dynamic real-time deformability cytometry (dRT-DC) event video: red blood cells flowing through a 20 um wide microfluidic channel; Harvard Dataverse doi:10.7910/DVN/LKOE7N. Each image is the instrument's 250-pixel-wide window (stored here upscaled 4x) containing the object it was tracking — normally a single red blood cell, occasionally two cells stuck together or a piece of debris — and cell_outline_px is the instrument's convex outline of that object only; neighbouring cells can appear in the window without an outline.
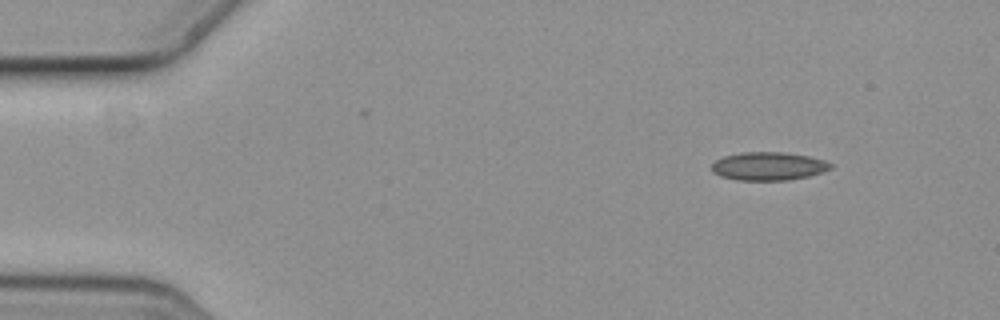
{"species": "common noctule bat (a hibernating species)", "species_latin": "Nyctalus noctula", "temperature_condition": "cold", "stored_images_in_passage": 5, "camera_frame_rate_fps": 3000, "um_per_image_px": 0.085, "animal": {"sex": "female", "body_mass_g": 19.3, "forearm_length_mm": 54.1}, "frame": {"image": 1, "passage_image": 1, "time_ms": 0.0, "image_size_px": [1000, 320], "cell_outline_px": [[832, 168], [808, 176], [788, 180], [736, 180], [720, 176], [712, 172], [712, 164], [716, 160], [724, 156], [740, 152], [784, 152], [808, 156], [824, 160], [832, 164]], "centroid_in_image_um": [65.29, 14.12], "position_along_channel_um": 19.7, "area_um2": 19.54}}
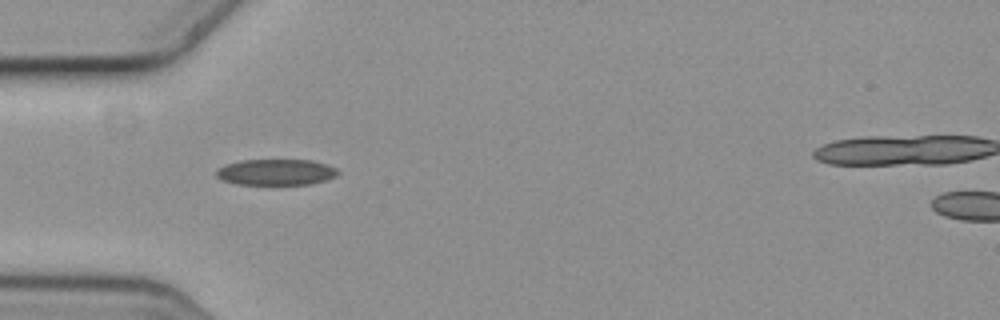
{"frame": {"image": 2, "passage_image": 4, "time_ms": 1.0, "image_size_px": [1000, 320], "cell_outline_px": [[340, 172], [336, 176], [324, 180], [308, 184], [236, 184], [224, 180], [216, 176], [216, 168], [224, 164], [240, 160], [312, 160], [328, 164], [336, 168]], "centroid_in_image_um": [23.44, 14.62], "position_along_channel_um": 61.6, "area_um2": 18.5}}
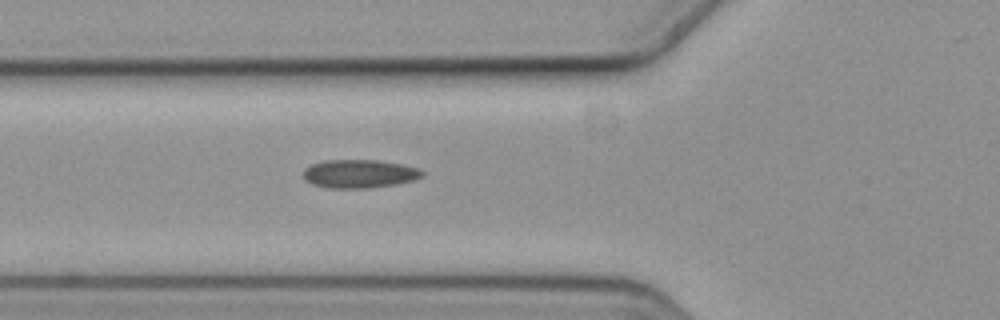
{"frame": {"image": 3, "passage_image": 5, "time_ms": 1.333, "image_size_px": [1000, 320], "cell_outline_px": [[424, 176], [416, 180], [396, 184], [368, 188], [328, 188], [312, 184], [304, 180], [304, 168], [312, 164], [324, 160], [380, 160], [420, 168], [424, 172]], "centroid_in_image_um": [30.57, 14.77], "position_along_channel_um": 95.2, "area_um2": 19.88}}